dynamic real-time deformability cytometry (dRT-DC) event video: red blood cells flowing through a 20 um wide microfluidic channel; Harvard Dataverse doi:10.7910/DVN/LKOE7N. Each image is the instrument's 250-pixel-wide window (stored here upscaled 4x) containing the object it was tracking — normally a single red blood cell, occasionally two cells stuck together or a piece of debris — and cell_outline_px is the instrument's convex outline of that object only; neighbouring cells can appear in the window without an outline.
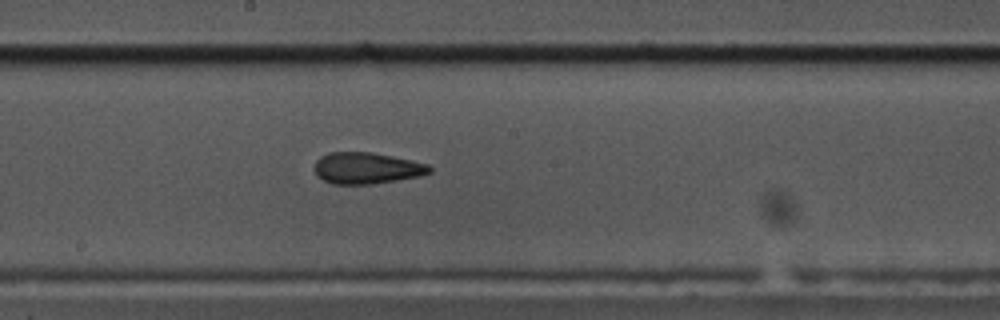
{"species": "common noctule bat (a hibernating species)", "species_latin": "Nyctalus noctula", "temperature_condition": "cold", "stored_images_in_passage": 41, "camera_frame_rate_fps": 3000, "um_per_image_px": 0.085, "animal": {"sex": "male", "body_mass_g": 17.5, "forearm_length_mm": 52.3}, "frame": {"image": 1, "passage_image": 18, "time_ms": 5.667, "image_size_px": [1000, 320], "cell_outline_px": [[432, 172], [420, 176], [372, 184], [332, 184], [316, 176], [316, 160], [320, 156], [328, 152], [372, 152], [412, 160], [428, 164], [432, 168]], "centroid_in_image_um": [31.18, 14.29], "position_along_channel_um": 217.0, "area_um2": 21.1}}
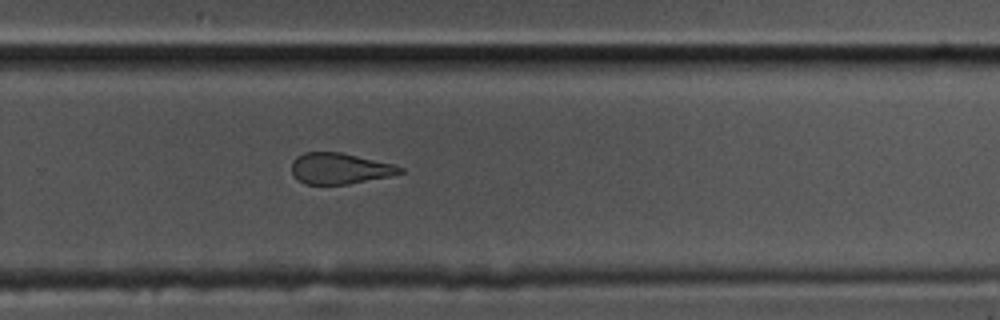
{"frame": {"image": 2, "passage_image": 25, "time_ms": 8.0, "image_size_px": [1000, 320], "cell_outline_px": [[404, 172], [388, 176], [348, 184], [304, 184], [292, 176], [292, 160], [296, 156], [304, 152], [340, 152], [396, 164], [404, 168]], "centroid_in_image_um": [28.86, 14.31], "position_along_channel_um": 300.9, "area_um2": 19.71}}
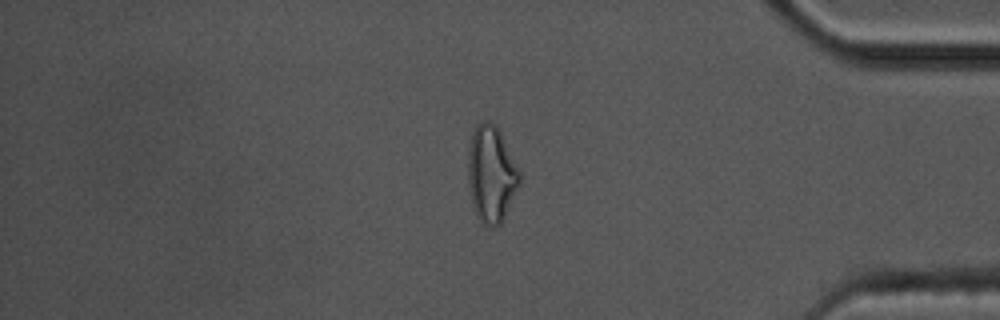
{"frame": {"image": 3, "passage_image": 35, "time_ms": 11.333, "image_size_px": [1000, 320], "cell_outline_px": [[520, 184], [500, 224], [496, 228], [492, 228], [484, 224], [480, 220], [472, 204], [468, 184], [468, 148], [472, 132], [476, 124], [484, 120], [488, 120], [496, 124], [520, 172]], "centroid_in_image_um": [41.74, 14.77], "position_along_channel_um": 393.5, "area_um2": 28.96}}